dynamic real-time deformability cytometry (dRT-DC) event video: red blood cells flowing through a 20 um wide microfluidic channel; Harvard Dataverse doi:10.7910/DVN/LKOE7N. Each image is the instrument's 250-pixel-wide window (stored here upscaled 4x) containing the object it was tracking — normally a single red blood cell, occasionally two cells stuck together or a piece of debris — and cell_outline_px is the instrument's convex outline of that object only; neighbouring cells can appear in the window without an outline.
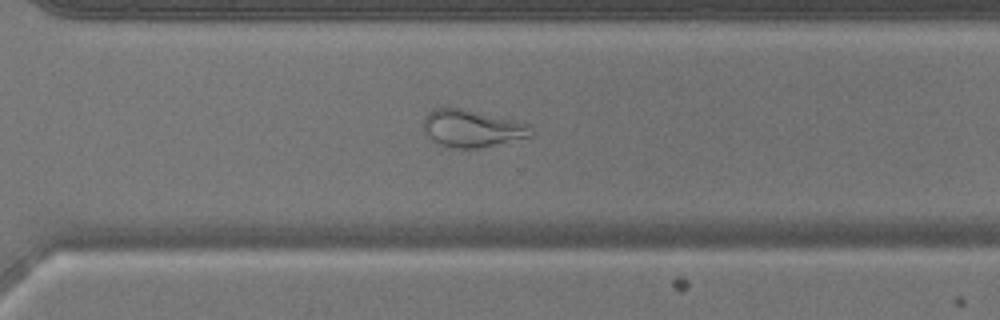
{"species": "common noctule bat (a hibernating species)", "species_latin": "Nyctalus noctula", "temperature_condition": "warm", "stored_images_in_passage": 49, "camera_frame_rate_fps": 3000, "um_per_image_px": 0.085, "animal": {"sex": "male", "body_mass_g": 17.9}, "frame": {"image": 1, "passage_image": 35, "time_ms": 11.333, "image_size_px": [1000, 320], "cell_outline_px": [[532, 136], [480, 148], [452, 148], [440, 144], [432, 140], [424, 132], [424, 116], [432, 108], [460, 108], [520, 120], [532, 124]], "centroid_in_image_um": [40.16, 10.9], "position_along_channel_um": 330.4, "area_um2": 23.7}}
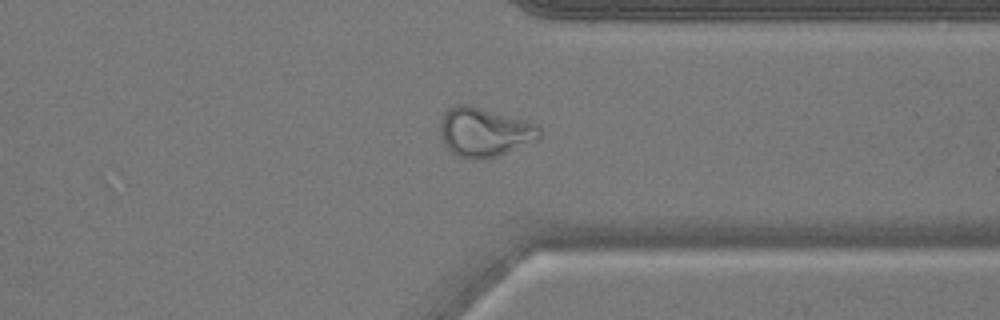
{"frame": {"image": 2, "passage_image": 38, "time_ms": 12.333, "image_size_px": [1000, 320], "cell_outline_px": [[540, 140], [496, 156], [480, 160], [468, 160], [452, 152], [444, 144], [440, 132], [440, 120], [444, 112], [448, 108], [456, 104], [468, 104], [540, 124]], "centroid_in_image_um": [41.19, 11.23], "position_along_channel_um": 370.2, "area_um2": 28.78}}
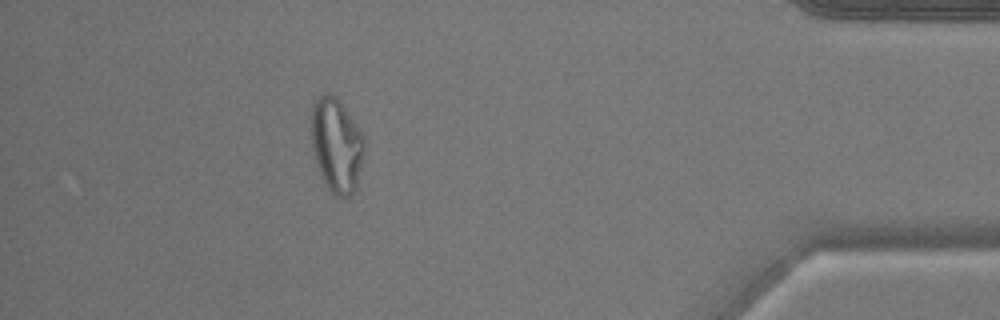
{"frame": {"image": 3, "passage_image": 44, "time_ms": 14.333, "image_size_px": [1000, 320], "cell_outline_px": [[364, 144], [360, 168], [356, 188], [348, 196], [336, 196], [328, 188], [316, 164], [312, 148], [312, 108], [316, 96], [320, 92], [328, 92], [336, 96], [340, 100], [364, 136]], "centroid_in_image_um": [28.58, 12.27], "position_along_channel_um": 406.6, "area_um2": 28.9}}